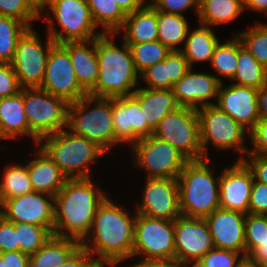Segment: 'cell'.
Listing matches in <instances>:
<instances>
[{
    "mask_svg": "<svg viewBox=\"0 0 267 267\" xmlns=\"http://www.w3.org/2000/svg\"><path fill=\"white\" fill-rule=\"evenodd\" d=\"M131 217L107 196L97 207L89 233H93L94 239L87 236L81 246L92 256L97 254L95 261L100 266L116 267L119 262L132 257L136 213ZM90 243L94 246L88 245Z\"/></svg>",
    "mask_w": 267,
    "mask_h": 267,
    "instance_id": "cell-1",
    "label": "cell"
},
{
    "mask_svg": "<svg viewBox=\"0 0 267 267\" xmlns=\"http://www.w3.org/2000/svg\"><path fill=\"white\" fill-rule=\"evenodd\" d=\"M93 186L90 178L66 180L54 196L53 235L80 242L89 236L97 207L106 198L97 186Z\"/></svg>",
    "mask_w": 267,
    "mask_h": 267,
    "instance_id": "cell-2",
    "label": "cell"
},
{
    "mask_svg": "<svg viewBox=\"0 0 267 267\" xmlns=\"http://www.w3.org/2000/svg\"><path fill=\"white\" fill-rule=\"evenodd\" d=\"M116 33H102L96 38L99 77L88 93L93 97L117 98L130 96L138 85L131 49L123 41L121 49L114 44ZM111 38V40L109 39ZM132 88V89H131Z\"/></svg>",
    "mask_w": 267,
    "mask_h": 267,
    "instance_id": "cell-3",
    "label": "cell"
},
{
    "mask_svg": "<svg viewBox=\"0 0 267 267\" xmlns=\"http://www.w3.org/2000/svg\"><path fill=\"white\" fill-rule=\"evenodd\" d=\"M210 158L188 161L179 174V207L186 217L205 218L220 208L219 180L208 165Z\"/></svg>",
    "mask_w": 267,
    "mask_h": 267,
    "instance_id": "cell-4",
    "label": "cell"
},
{
    "mask_svg": "<svg viewBox=\"0 0 267 267\" xmlns=\"http://www.w3.org/2000/svg\"><path fill=\"white\" fill-rule=\"evenodd\" d=\"M40 144L67 179L91 178L89 164L106 152L96 142L65 129L42 137Z\"/></svg>",
    "mask_w": 267,
    "mask_h": 267,
    "instance_id": "cell-5",
    "label": "cell"
},
{
    "mask_svg": "<svg viewBox=\"0 0 267 267\" xmlns=\"http://www.w3.org/2000/svg\"><path fill=\"white\" fill-rule=\"evenodd\" d=\"M93 103L95 107L88 110ZM66 129L96 142L105 151L111 149L115 145L112 98L87 94L78 101L69 103Z\"/></svg>",
    "mask_w": 267,
    "mask_h": 267,
    "instance_id": "cell-6",
    "label": "cell"
},
{
    "mask_svg": "<svg viewBox=\"0 0 267 267\" xmlns=\"http://www.w3.org/2000/svg\"><path fill=\"white\" fill-rule=\"evenodd\" d=\"M46 6L51 9L55 20L62 27L60 32L57 31L54 19L47 13L48 35L56 44L91 40L104 33L95 31L97 26L86 0H48Z\"/></svg>",
    "mask_w": 267,
    "mask_h": 267,
    "instance_id": "cell-7",
    "label": "cell"
},
{
    "mask_svg": "<svg viewBox=\"0 0 267 267\" xmlns=\"http://www.w3.org/2000/svg\"><path fill=\"white\" fill-rule=\"evenodd\" d=\"M23 102L30 131L40 140L67 127L69 103L39 87L23 88Z\"/></svg>",
    "mask_w": 267,
    "mask_h": 267,
    "instance_id": "cell-8",
    "label": "cell"
},
{
    "mask_svg": "<svg viewBox=\"0 0 267 267\" xmlns=\"http://www.w3.org/2000/svg\"><path fill=\"white\" fill-rule=\"evenodd\" d=\"M152 135L168 141L189 161L203 159L197 109L178 106L165 115Z\"/></svg>",
    "mask_w": 267,
    "mask_h": 267,
    "instance_id": "cell-9",
    "label": "cell"
},
{
    "mask_svg": "<svg viewBox=\"0 0 267 267\" xmlns=\"http://www.w3.org/2000/svg\"><path fill=\"white\" fill-rule=\"evenodd\" d=\"M175 262L174 220L136 214L132 257Z\"/></svg>",
    "mask_w": 267,
    "mask_h": 267,
    "instance_id": "cell-10",
    "label": "cell"
},
{
    "mask_svg": "<svg viewBox=\"0 0 267 267\" xmlns=\"http://www.w3.org/2000/svg\"><path fill=\"white\" fill-rule=\"evenodd\" d=\"M200 122V141L203 151V159L208 158L207 144L212 142L219 149H231L240 151L244 155L248 150L244 145L246 128L240 125L227 113L216 105H208L197 109ZM244 145V146H243Z\"/></svg>",
    "mask_w": 267,
    "mask_h": 267,
    "instance_id": "cell-11",
    "label": "cell"
},
{
    "mask_svg": "<svg viewBox=\"0 0 267 267\" xmlns=\"http://www.w3.org/2000/svg\"><path fill=\"white\" fill-rule=\"evenodd\" d=\"M135 166L148 171V178H178L189 161L168 141L154 135L132 145Z\"/></svg>",
    "mask_w": 267,
    "mask_h": 267,
    "instance_id": "cell-12",
    "label": "cell"
},
{
    "mask_svg": "<svg viewBox=\"0 0 267 267\" xmlns=\"http://www.w3.org/2000/svg\"><path fill=\"white\" fill-rule=\"evenodd\" d=\"M55 41L48 35L45 47L32 28L18 39L12 67L21 88L40 87L47 58Z\"/></svg>",
    "mask_w": 267,
    "mask_h": 267,
    "instance_id": "cell-13",
    "label": "cell"
},
{
    "mask_svg": "<svg viewBox=\"0 0 267 267\" xmlns=\"http://www.w3.org/2000/svg\"><path fill=\"white\" fill-rule=\"evenodd\" d=\"M174 243L175 262L184 267L194 265L214 247L205 219L183 215L174 220Z\"/></svg>",
    "mask_w": 267,
    "mask_h": 267,
    "instance_id": "cell-14",
    "label": "cell"
},
{
    "mask_svg": "<svg viewBox=\"0 0 267 267\" xmlns=\"http://www.w3.org/2000/svg\"><path fill=\"white\" fill-rule=\"evenodd\" d=\"M41 89L66 100L76 102L88 93L80 86L68 50L62 44H54L47 58Z\"/></svg>",
    "mask_w": 267,
    "mask_h": 267,
    "instance_id": "cell-15",
    "label": "cell"
},
{
    "mask_svg": "<svg viewBox=\"0 0 267 267\" xmlns=\"http://www.w3.org/2000/svg\"><path fill=\"white\" fill-rule=\"evenodd\" d=\"M0 208V215L8 221L32 223L53 232L54 196L32 191L4 200Z\"/></svg>",
    "mask_w": 267,
    "mask_h": 267,
    "instance_id": "cell-16",
    "label": "cell"
},
{
    "mask_svg": "<svg viewBox=\"0 0 267 267\" xmlns=\"http://www.w3.org/2000/svg\"><path fill=\"white\" fill-rule=\"evenodd\" d=\"M136 214L175 220L181 216L177 178H147L144 196Z\"/></svg>",
    "mask_w": 267,
    "mask_h": 267,
    "instance_id": "cell-17",
    "label": "cell"
},
{
    "mask_svg": "<svg viewBox=\"0 0 267 267\" xmlns=\"http://www.w3.org/2000/svg\"><path fill=\"white\" fill-rule=\"evenodd\" d=\"M112 119L115 144L123 142L132 146L139 139L153 134L140 103L132 95L112 98Z\"/></svg>",
    "mask_w": 267,
    "mask_h": 267,
    "instance_id": "cell-18",
    "label": "cell"
},
{
    "mask_svg": "<svg viewBox=\"0 0 267 267\" xmlns=\"http://www.w3.org/2000/svg\"><path fill=\"white\" fill-rule=\"evenodd\" d=\"M254 176L243 160H237L220 175V208L248 214Z\"/></svg>",
    "mask_w": 267,
    "mask_h": 267,
    "instance_id": "cell-19",
    "label": "cell"
},
{
    "mask_svg": "<svg viewBox=\"0 0 267 267\" xmlns=\"http://www.w3.org/2000/svg\"><path fill=\"white\" fill-rule=\"evenodd\" d=\"M245 218L239 211L216 209L204 219L208 224L215 248L238 252L245 257Z\"/></svg>",
    "mask_w": 267,
    "mask_h": 267,
    "instance_id": "cell-20",
    "label": "cell"
},
{
    "mask_svg": "<svg viewBox=\"0 0 267 267\" xmlns=\"http://www.w3.org/2000/svg\"><path fill=\"white\" fill-rule=\"evenodd\" d=\"M257 93L258 89L249 86L230 84L225 88L222 82L215 105L250 131L259 120Z\"/></svg>",
    "mask_w": 267,
    "mask_h": 267,
    "instance_id": "cell-21",
    "label": "cell"
},
{
    "mask_svg": "<svg viewBox=\"0 0 267 267\" xmlns=\"http://www.w3.org/2000/svg\"><path fill=\"white\" fill-rule=\"evenodd\" d=\"M219 77L207 73H195L190 68L187 73L172 86L178 106L199 109L215 105L207 99L218 97L219 87L222 83ZM200 104L199 106L197 104Z\"/></svg>",
    "mask_w": 267,
    "mask_h": 267,
    "instance_id": "cell-22",
    "label": "cell"
},
{
    "mask_svg": "<svg viewBox=\"0 0 267 267\" xmlns=\"http://www.w3.org/2000/svg\"><path fill=\"white\" fill-rule=\"evenodd\" d=\"M93 45L89 49L86 45ZM62 45L68 50L71 64L80 86L89 93L99 77V65L96 54V38L86 41H67Z\"/></svg>",
    "mask_w": 267,
    "mask_h": 267,
    "instance_id": "cell-23",
    "label": "cell"
},
{
    "mask_svg": "<svg viewBox=\"0 0 267 267\" xmlns=\"http://www.w3.org/2000/svg\"><path fill=\"white\" fill-rule=\"evenodd\" d=\"M38 146L36 157L26 160L27 170L33 190L39 193L55 196L65 185L67 177L56 166L45 151Z\"/></svg>",
    "mask_w": 267,
    "mask_h": 267,
    "instance_id": "cell-24",
    "label": "cell"
},
{
    "mask_svg": "<svg viewBox=\"0 0 267 267\" xmlns=\"http://www.w3.org/2000/svg\"><path fill=\"white\" fill-rule=\"evenodd\" d=\"M19 135H30L36 146L39 143V139L30 131L26 119L23 88L15 95L0 99V139H14Z\"/></svg>",
    "mask_w": 267,
    "mask_h": 267,
    "instance_id": "cell-25",
    "label": "cell"
},
{
    "mask_svg": "<svg viewBox=\"0 0 267 267\" xmlns=\"http://www.w3.org/2000/svg\"><path fill=\"white\" fill-rule=\"evenodd\" d=\"M190 69L181 51H171L165 60L145 70L140 76L147 82L149 89H172L174 83Z\"/></svg>",
    "mask_w": 267,
    "mask_h": 267,
    "instance_id": "cell-26",
    "label": "cell"
},
{
    "mask_svg": "<svg viewBox=\"0 0 267 267\" xmlns=\"http://www.w3.org/2000/svg\"><path fill=\"white\" fill-rule=\"evenodd\" d=\"M132 96L140 103L147 125L154 131L165 115L178 107L172 89L136 88Z\"/></svg>",
    "mask_w": 267,
    "mask_h": 267,
    "instance_id": "cell-27",
    "label": "cell"
},
{
    "mask_svg": "<svg viewBox=\"0 0 267 267\" xmlns=\"http://www.w3.org/2000/svg\"><path fill=\"white\" fill-rule=\"evenodd\" d=\"M123 41L127 44H139L157 40V10L148 3L141 9L127 14L123 26Z\"/></svg>",
    "mask_w": 267,
    "mask_h": 267,
    "instance_id": "cell-28",
    "label": "cell"
},
{
    "mask_svg": "<svg viewBox=\"0 0 267 267\" xmlns=\"http://www.w3.org/2000/svg\"><path fill=\"white\" fill-rule=\"evenodd\" d=\"M81 246L75 239L52 235L29 257V267H60Z\"/></svg>",
    "mask_w": 267,
    "mask_h": 267,
    "instance_id": "cell-29",
    "label": "cell"
},
{
    "mask_svg": "<svg viewBox=\"0 0 267 267\" xmlns=\"http://www.w3.org/2000/svg\"><path fill=\"white\" fill-rule=\"evenodd\" d=\"M190 30L191 28L185 39L184 48H180V51L188 61L190 68H192L193 62H211L214 50L220 42L219 39L216 38L209 26L201 24L199 28H196L191 32Z\"/></svg>",
    "mask_w": 267,
    "mask_h": 267,
    "instance_id": "cell-30",
    "label": "cell"
},
{
    "mask_svg": "<svg viewBox=\"0 0 267 267\" xmlns=\"http://www.w3.org/2000/svg\"><path fill=\"white\" fill-rule=\"evenodd\" d=\"M243 0H199L200 24L219 25L235 20L244 11Z\"/></svg>",
    "mask_w": 267,
    "mask_h": 267,
    "instance_id": "cell-31",
    "label": "cell"
},
{
    "mask_svg": "<svg viewBox=\"0 0 267 267\" xmlns=\"http://www.w3.org/2000/svg\"><path fill=\"white\" fill-rule=\"evenodd\" d=\"M184 15L157 11V40L171 51H180L178 44L185 42L189 29Z\"/></svg>",
    "mask_w": 267,
    "mask_h": 267,
    "instance_id": "cell-32",
    "label": "cell"
},
{
    "mask_svg": "<svg viewBox=\"0 0 267 267\" xmlns=\"http://www.w3.org/2000/svg\"><path fill=\"white\" fill-rule=\"evenodd\" d=\"M266 68L242 45L238 38L237 68L233 78L236 85L260 89L263 86Z\"/></svg>",
    "mask_w": 267,
    "mask_h": 267,
    "instance_id": "cell-33",
    "label": "cell"
},
{
    "mask_svg": "<svg viewBox=\"0 0 267 267\" xmlns=\"http://www.w3.org/2000/svg\"><path fill=\"white\" fill-rule=\"evenodd\" d=\"M86 2L96 26L100 24L105 29L104 33H119L127 14L115 0H86Z\"/></svg>",
    "mask_w": 267,
    "mask_h": 267,
    "instance_id": "cell-34",
    "label": "cell"
},
{
    "mask_svg": "<svg viewBox=\"0 0 267 267\" xmlns=\"http://www.w3.org/2000/svg\"><path fill=\"white\" fill-rule=\"evenodd\" d=\"M4 169L2 182H0V204L6 199L34 191L27 166L12 164Z\"/></svg>",
    "mask_w": 267,
    "mask_h": 267,
    "instance_id": "cell-35",
    "label": "cell"
},
{
    "mask_svg": "<svg viewBox=\"0 0 267 267\" xmlns=\"http://www.w3.org/2000/svg\"><path fill=\"white\" fill-rule=\"evenodd\" d=\"M27 29L22 21L0 15V63H12L18 39Z\"/></svg>",
    "mask_w": 267,
    "mask_h": 267,
    "instance_id": "cell-36",
    "label": "cell"
},
{
    "mask_svg": "<svg viewBox=\"0 0 267 267\" xmlns=\"http://www.w3.org/2000/svg\"><path fill=\"white\" fill-rule=\"evenodd\" d=\"M135 69L141 75L149 67L165 60L171 50L158 40L143 42L139 44H128Z\"/></svg>",
    "mask_w": 267,
    "mask_h": 267,
    "instance_id": "cell-37",
    "label": "cell"
},
{
    "mask_svg": "<svg viewBox=\"0 0 267 267\" xmlns=\"http://www.w3.org/2000/svg\"><path fill=\"white\" fill-rule=\"evenodd\" d=\"M13 224L17 232L19 250L29 255L35 253L53 235L48 227L25 222H13Z\"/></svg>",
    "mask_w": 267,
    "mask_h": 267,
    "instance_id": "cell-38",
    "label": "cell"
},
{
    "mask_svg": "<svg viewBox=\"0 0 267 267\" xmlns=\"http://www.w3.org/2000/svg\"><path fill=\"white\" fill-rule=\"evenodd\" d=\"M238 57V37L231 39L229 42L216 46L212 55L211 64L218 74L227 77L230 80L233 78L237 68Z\"/></svg>",
    "mask_w": 267,
    "mask_h": 267,
    "instance_id": "cell-39",
    "label": "cell"
},
{
    "mask_svg": "<svg viewBox=\"0 0 267 267\" xmlns=\"http://www.w3.org/2000/svg\"><path fill=\"white\" fill-rule=\"evenodd\" d=\"M236 34L242 45L267 69V24L258 23Z\"/></svg>",
    "mask_w": 267,
    "mask_h": 267,
    "instance_id": "cell-40",
    "label": "cell"
},
{
    "mask_svg": "<svg viewBox=\"0 0 267 267\" xmlns=\"http://www.w3.org/2000/svg\"><path fill=\"white\" fill-rule=\"evenodd\" d=\"M0 15L22 21L28 28L31 22L40 19V12L28 0H0Z\"/></svg>",
    "mask_w": 267,
    "mask_h": 267,
    "instance_id": "cell-41",
    "label": "cell"
},
{
    "mask_svg": "<svg viewBox=\"0 0 267 267\" xmlns=\"http://www.w3.org/2000/svg\"><path fill=\"white\" fill-rule=\"evenodd\" d=\"M246 257L257 247V242L267 240V218L260 214H246L245 218Z\"/></svg>",
    "mask_w": 267,
    "mask_h": 267,
    "instance_id": "cell-42",
    "label": "cell"
},
{
    "mask_svg": "<svg viewBox=\"0 0 267 267\" xmlns=\"http://www.w3.org/2000/svg\"><path fill=\"white\" fill-rule=\"evenodd\" d=\"M240 255V256H239ZM244 256L241 253L213 247L192 267H236Z\"/></svg>",
    "mask_w": 267,
    "mask_h": 267,
    "instance_id": "cell-43",
    "label": "cell"
},
{
    "mask_svg": "<svg viewBox=\"0 0 267 267\" xmlns=\"http://www.w3.org/2000/svg\"><path fill=\"white\" fill-rule=\"evenodd\" d=\"M249 132L254 148L247 155L267 157V120L259 119Z\"/></svg>",
    "mask_w": 267,
    "mask_h": 267,
    "instance_id": "cell-44",
    "label": "cell"
},
{
    "mask_svg": "<svg viewBox=\"0 0 267 267\" xmlns=\"http://www.w3.org/2000/svg\"><path fill=\"white\" fill-rule=\"evenodd\" d=\"M20 90L12 64L0 63V99L15 95Z\"/></svg>",
    "mask_w": 267,
    "mask_h": 267,
    "instance_id": "cell-45",
    "label": "cell"
},
{
    "mask_svg": "<svg viewBox=\"0 0 267 267\" xmlns=\"http://www.w3.org/2000/svg\"><path fill=\"white\" fill-rule=\"evenodd\" d=\"M248 213L260 215L267 213V184L253 181Z\"/></svg>",
    "mask_w": 267,
    "mask_h": 267,
    "instance_id": "cell-46",
    "label": "cell"
},
{
    "mask_svg": "<svg viewBox=\"0 0 267 267\" xmlns=\"http://www.w3.org/2000/svg\"><path fill=\"white\" fill-rule=\"evenodd\" d=\"M6 251H19V243L13 222L0 215V253Z\"/></svg>",
    "mask_w": 267,
    "mask_h": 267,
    "instance_id": "cell-47",
    "label": "cell"
},
{
    "mask_svg": "<svg viewBox=\"0 0 267 267\" xmlns=\"http://www.w3.org/2000/svg\"><path fill=\"white\" fill-rule=\"evenodd\" d=\"M157 11L183 15L182 12L195 6L196 12H199V0H152L150 3Z\"/></svg>",
    "mask_w": 267,
    "mask_h": 267,
    "instance_id": "cell-48",
    "label": "cell"
},
{
    "mask_svg": "<svg viewBox=\"0 0 267 267\" xmlns=\"http://www.w3.org/2000/svg\"><path fill=\"white\" fill-rule=\"evenodd\" d=\"M247 159L243 156L238 160H243L251 169L254 180L267 184V157L258 155H247Z\"/></svg>",
    "mask_w": 267,
    "mask_h": 267,
    "instance_id": "cell-49",
    "label": "cell"
},
{
    "mask_svg": "<svg viewBox=\"0 0 267 267\" xmlns=\"http://www.w3.org/2000/svg\"><path fill=\"white\" fill-rule=\"evenodd\" d=\"M91 257L92 255L80 246L60 267H99L95 258Z\"/></svg>",
    "mask_w": 267,
    "mask_h": 267,
    "instance_id": "cell-50",
    "label": "cell"
},
{
    "mask_svg": "<svg viewBox=\"0 0 267 267\" xmlns=\"http://www.w3.org/2000/svg\"><path fill=\"white\" fill-rule=\"evenodd\" d=\"M4 267H29L30 255L19 251H6L1 253Z\"/></svg>",
    "mask_w": 267,
    "mask_h": 267,
    "instance_id": "cell-51",
    "label": "cell"
},
{
    "mask_svg": "<svg viewBox=\"0 0 267 267\" xmlns=\"http://www.w3.org/2000/svg\"><path fill=\"white\" fill-rule=\"evenodd\" d=\"M247 257L259 267H267V240L257 242V247Z\"/></svg>",
    "mask_w": 267,
    "mask_h": 267,
    "instance_id": "cell-52",
    "label": "cell"
},
{
    "mask_svg": "<svg viewBox=\"0 0 267 267\" xmlns=\"http://www.w3.org/2000/svg\"><path fill=\"white\" fill-rule=\"evenodd\" d=\"M115 1L126 14L132 13L135 10L141 9L147 5L144 3L145 0H115Z\"/></svg>",
    "mask_w": 267,
    "mask_h": 267,
    "instance_id": "cell-53",
    "label": "cell"
},
{
    "mask_svg": "<svg viewBox=\"0 0 267 267\" xmlns=\"http://www.w3.org/2000/svg\"><path fill=\"white\" fill-rule=\"evenodd\" d=\"M257 105L259 119L267 120V90H264L262 87L258 89Z\"/></svg>",
    "mask_w": 267,
    "mask_h": 267,
    "instance_id": "cell-54",
    "label": "cell"
},
{
    "mask_svg": "<svg viewBox=\"0 0 267 267\" xmlns=\"http://www.w3.org/2000/svg\"><path fill=\"white\" fill-rule=\"evenodd\" d=\"M130 267H184L176 262L172 261H155V260H144L142 258V261L139 263H135Z\"/></svg>",
    "mask_w": 267,
    "mask_h": 267,
    "instance_id": "cell-55",
    "label": "cell"
},
{
    "mask_svg": "<svg viewBox=\"0 0 267 267\" xmlns=\"http://www.w3.org/2000/svg\"><path fill=\"white\" fill-rule=\"evenodd\" d=\"M244 9H252L267 15V0H243Z\"/></svg>",
    "mask_w": 267,
    "mask_h": 267,
    "instance_id": "cell-56",
    "label": "cell"
},
{
    "mask_svg": "<svg viewBox=\"0 0 267 267\" xmlns=\"http://www.w3.org/2000/svg\"><path fill=\"white\" fill-rule=\"evenodd\" d=\"M42 15V12H45L46 4L48 0H28Z\"/></svg>",
    "mask_w": 267,
    "mask_h": 267,
    "instance_id": "cell-57",
    "label": "cell"
},
{
    "mask_svg": "<svg viewBox=\"0 0 267 267\" xmlns=\"http://www.w3.org/2000/svg\"><path fill=\"white\" fill-rule=\"evenodd\" d=\"M236 267H259L256 263L251 261L248 257H243Z\"/></svg>",
    "mask_w": 267,
    "mask_h": 267,
    "instance_id": "cell-58",
    "label": "cell"
},
{
    "mask_svg": "<svg viewBox=\"0 0 267 267\" xmlns=\"http://www.w3.org/2000/svg\"><path fill=\"white\" fill-rule=\"evenodd\" d=\"M262 88L264 90H267V69H266V72H265V76H264V81H263V86Z\"/></svg>",
    "mask_w": 267,
    "mask_h": 267,
    "instance_id": "cell-59",
    "label": "cell"
},
{
    "mask_svg": "<svg viewBox=\"0 0 267 267\" xmlns=\"http://www.w3.org/2000/svg\"><path fill=\"white\" fill-rule=\"evenodd\" d=\"M0 267H4V262H2L1 253H0Z\"/></svg>",
    "mask_w": 267,
    "mask_h": 267,
    "instance_id": "cell-60",
    "label": "cell"
}]
</instances>
